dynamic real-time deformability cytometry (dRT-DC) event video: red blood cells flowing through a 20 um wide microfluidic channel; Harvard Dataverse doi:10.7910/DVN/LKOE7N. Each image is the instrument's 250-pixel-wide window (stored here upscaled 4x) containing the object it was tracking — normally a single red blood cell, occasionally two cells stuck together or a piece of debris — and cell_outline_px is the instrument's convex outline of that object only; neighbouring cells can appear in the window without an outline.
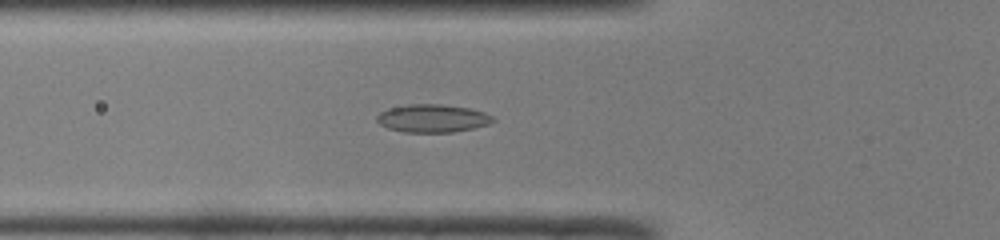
{"species": "common noctule bat (a hibernating species)", "species_latin": "Nyctalus noctula", "temperature_condition": "room temperature", "stored_images_in_passage": 35, "camera_frame_rate_fps": 3000, "um_per_image_px": 0.085, "animal": {"sex": "male", "body_mass_g": 19.0, "forearm_length_mm": 50.8}, "frame": {"image": 1, "passage_image": 2, "time_ms": 0.333, "image_size_px": [1000, 240], "cell_outline_px": [[496, 120], [488, 124], [472, 128], [452, 132], [404, 132], [388, 128], [380, 124], [376, 120], [376, 116], [380, 112], [388, 108], [408, 104], [440, 104], [468, 108], [484, 112], [492, 116]], "centroid_in_image_um": [36.74, 10.05], "position_along_channel_um": 89.1, "area_um2": 18.84}}
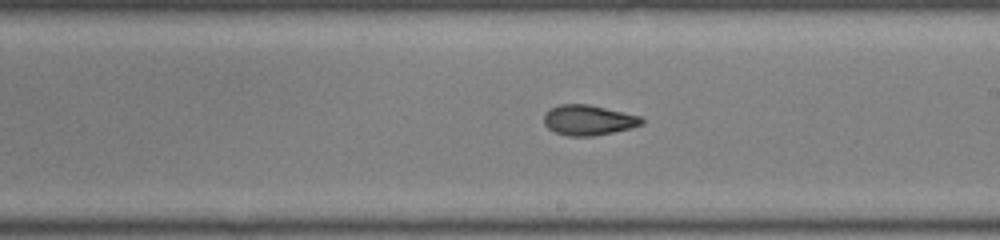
{"frame": {"image": 2, "passage_image": 13, "time_ms": 4.0, "image_size_px": [1000, 240], "cell_outline_px": [[644, 124], [632, 128], [592, 136], [568, 136], [556, 132], [548, 128], [544, 124], [544, 112], [560, 104], [588, 104], [640, 116], [644, 120]], "centroid_in_image_um": [50.02, 10.21], "position_along_channel_um": 239.0, "area_um2": 17.17}}
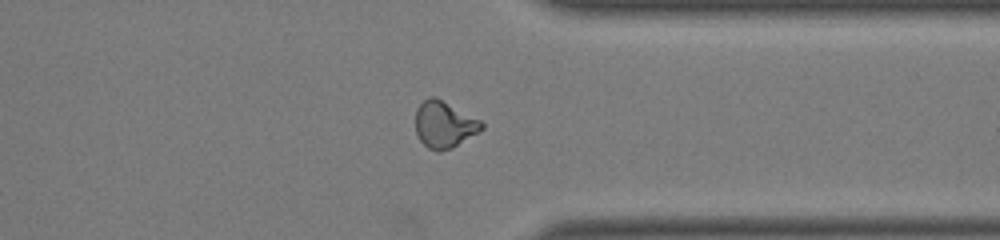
{"frame": {"image": 3, "passage_image": 23, "time_ms": 7.333, "image_size_px": [1000, 240], "cell_outline_px": [[484, 128], [452, 148], [440, 152], [436, 152], [428, 148], [420, 140], [416, 132], [416, 108], [428, 96], [436, 96], [480, 120], [484, 124]], "centroid_in_image_um": [37.74, 10.58], "position_along_channel_um": 373.7, "area_um2": 17.98}}